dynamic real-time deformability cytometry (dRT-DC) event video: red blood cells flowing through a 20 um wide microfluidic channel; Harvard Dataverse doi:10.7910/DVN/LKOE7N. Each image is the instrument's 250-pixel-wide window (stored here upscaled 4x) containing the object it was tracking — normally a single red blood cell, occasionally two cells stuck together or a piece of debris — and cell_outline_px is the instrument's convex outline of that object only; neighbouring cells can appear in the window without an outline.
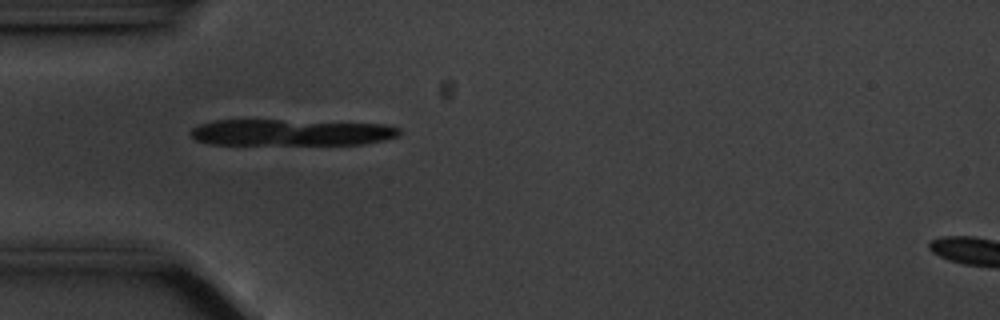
{"species": "common noctule bat (a hibernating species)", "species_latin": "Nyctalus noctula", "temperature_condition": "cold", "stored_images_in_passage": 40, "camera_frame_rate_fps": 3000, "um_per_image_px": 0.085, "animal": {"sex": "male", "body_mass_g": 20.1, "forearm_length_mm": 53.5}, "frame": {"image": 1, "passage_image": 1, "time_ms": 0.0, "image_size_px": [1000, 320], "cell_outline_px": [[400, 136], [384, 140], [364, 144], [208, 144], [196, 140], [192, 136], [192, 128], [200, 124], [216, 120], [280, 120], [384, 124], [400, 128]], "centroid_in_image_um": [24.77, 11.26], "position_along_channel_um": 60.2, "area_um2": 31.96}, "authors_computed_cell_mechanics": {"area_um2": 25.5187, "velocity_mm_per_s": 3.5343, "shape_relaxation_time_tau1_ms": 3.1158, "shape_relaxation_time_tau2_ms": null, "deformation_change_tau1": 0.3374, "deformation_change_tau2": null}}